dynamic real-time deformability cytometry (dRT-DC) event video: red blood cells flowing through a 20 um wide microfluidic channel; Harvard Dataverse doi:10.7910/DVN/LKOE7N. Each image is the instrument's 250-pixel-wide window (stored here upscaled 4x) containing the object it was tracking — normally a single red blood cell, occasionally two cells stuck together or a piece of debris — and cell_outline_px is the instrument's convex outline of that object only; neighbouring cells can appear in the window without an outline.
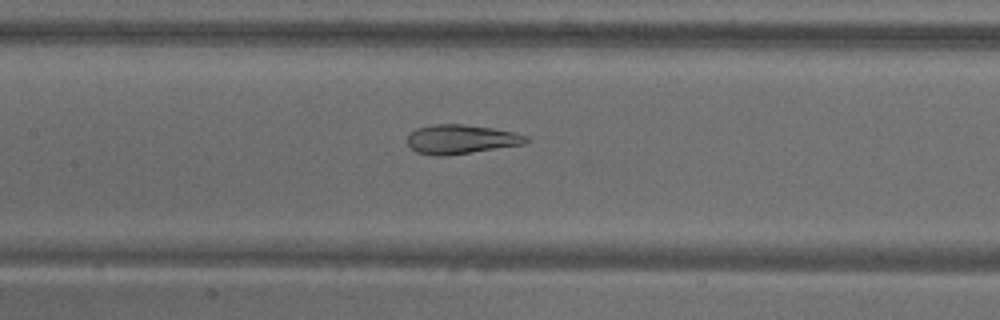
{"species": "common noctule bat (a hibernating species)", "species_latin": "Nyctalus noctula", "temperature_condition": "warm", "stored_images_in_passage": 49, "camera_frame_rate_fps": 3000, "um_per_image_px": 0.085, "animal": {"sex": "male", "body_mass_g": 18.8}, "frame": {"image": 1, "passage_image": 21, "time_ms": 6.667, "image_size_px": [1000, 320], "cell_outline_px": [[532, 140], [524, 144], [444, 156], [432, 156], [416, 152], [408, 144], [408, 132], [416, 128], [432, 124], [464, 124], [492, 128], [512, 132], [528, 136]], "centroid_in_image_um": [39.16, 11.83], "position_along_channel_um": 168.2, "area_um2": 20.29}}
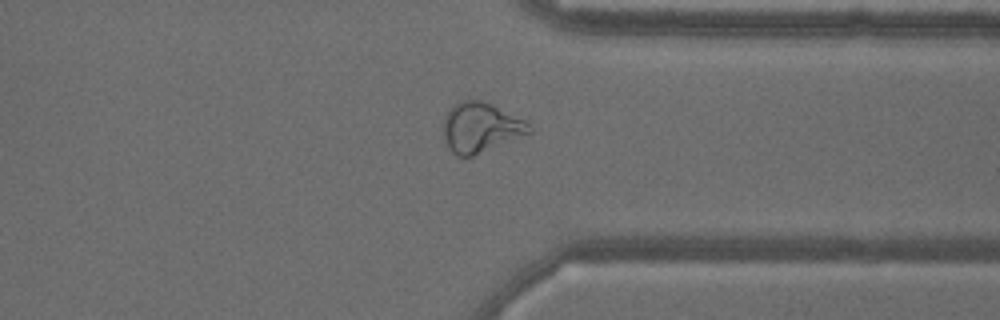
{"frame": {"image": 2, "passage_image": 37, "time_ms": 12.0, "image_size_px": [1000, 320], "cell_outline_px": [[532, 132], [472, 156], [456, 156], [448, 148], [444, 136], [444, 116], [452, 104], [460, 100], [484, 100], [524, 120], [532, 128]], "centroid_in_image_um": [40.82, 10.82], "position_along_channel_um": 370.6, "area_um2": 24.8}}
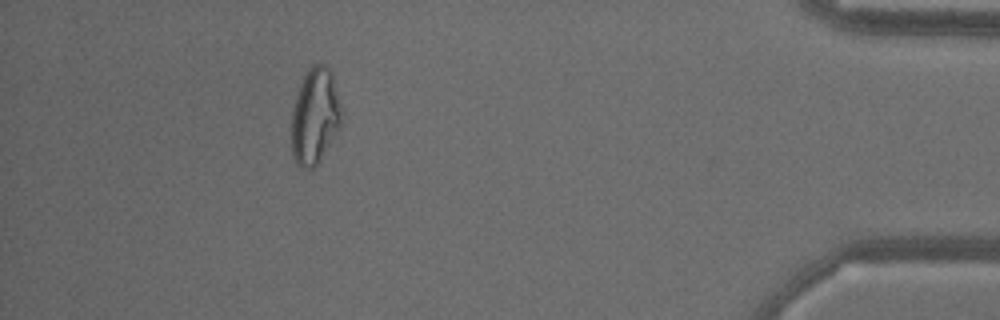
{"frame": {"image": 3, "passage_image": 44, "time_ms": 14.333, "image_size_px": [1000, 320], "cell_outline_px": [[344, 124], [320, 160], [312, 168], [300, 168], [296, 164], [292, 156], [292, 112], [296, 96], [304, 72], [312, 64], [324, 64], [332, 72], [344, 112]], "centroid_in_image_um": [26.82, 9.86], "position_along_channel_um": 408.4, "area_um2": 28.84}, "authors_computed_cell_mechanics": {"area_um2": 24.7962, "velocity_mm_per_s": 3.8262, "shape_relaxation_time_tau1_ms": null, "shape_relaxation_time_tau2_ms": 1.4279, "deformation_change_tau1": null, "deformation_change_tau2": 0.0677}}